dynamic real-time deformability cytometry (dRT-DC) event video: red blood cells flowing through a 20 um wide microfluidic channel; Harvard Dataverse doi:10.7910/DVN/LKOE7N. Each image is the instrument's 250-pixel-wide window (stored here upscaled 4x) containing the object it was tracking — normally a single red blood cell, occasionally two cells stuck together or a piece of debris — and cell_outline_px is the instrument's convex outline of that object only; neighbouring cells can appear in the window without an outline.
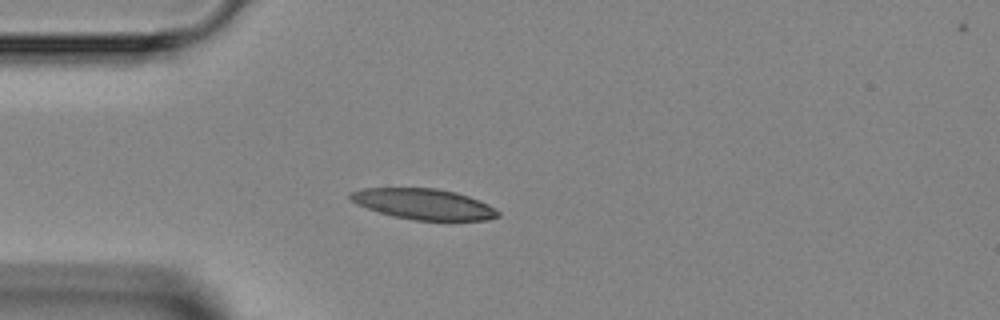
{"species": "Egyptian fruit bat (a non-hibernating species)", "species_latin": "Rousettus aegyptiacus", "temperature_condition": "room temperature", "stored_images_in_passage": 4, "camera_frame_rate_fps": 3000, "um_per_image_px": 0.085, "animal": {"sex": "female"}, "frame": {"image": 1, "passage_image": 3, "time_ms": 2.333, "image_size_px": [1000, 320], "cell_outline_px": [[500, 216], [488, 220], [412, 220], [392, 216], [356, 204], [348, 196], [352, 192], [364, 188], [436, 188], [456, 192], [480, 200], [496, 208], [500, 212]], "centroid_in_image_um": [36.05, 17.35], "position_along_channel_um": 48.9, "area_um2": 26.41}}